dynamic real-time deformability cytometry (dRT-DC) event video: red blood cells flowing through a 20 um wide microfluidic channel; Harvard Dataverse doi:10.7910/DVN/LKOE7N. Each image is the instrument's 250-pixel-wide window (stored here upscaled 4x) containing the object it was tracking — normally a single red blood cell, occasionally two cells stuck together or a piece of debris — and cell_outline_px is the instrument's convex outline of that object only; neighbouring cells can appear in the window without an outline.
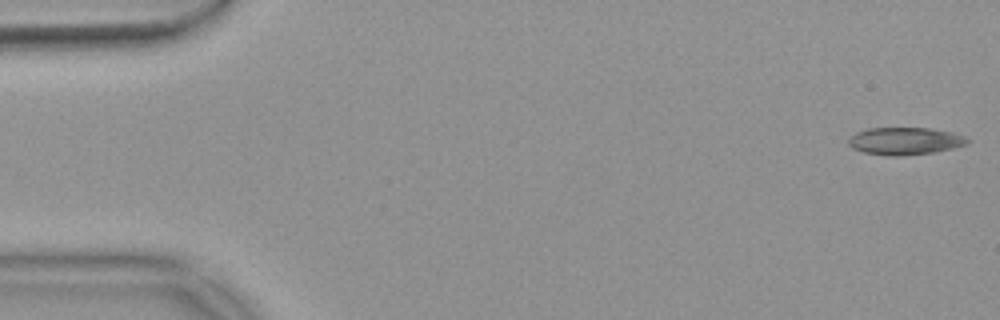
{"species": "common noctule bat (a hibernating species)", "species_latin": "Nyctalus noctula", "temperature_condition": "warm", "stored_images_in_passage": 54, "camera_frame_rate_fps": 3000, "um_per_image_px": 0.085, "animal": {"sex": "female", "body_mass_g": 18.4}, "frame": {"image": 1, "passage_image": 1, "time_ms": 0.0, "image_size_px": [1000, 320], "cell_outline_px": [[972, 140], [964, 144], [952, 148], [936, 152], [900, 156], [888, 156], [864, 152], [852, 148], [848, 144], [848, 140], [856, 132], [868, 128], [928, 128], [952, 132], [964, 136]], "centroid_in_image_um": [76.91, 11.99], "position_along_channel_um": 8.1, "area_um2": 18.96}}
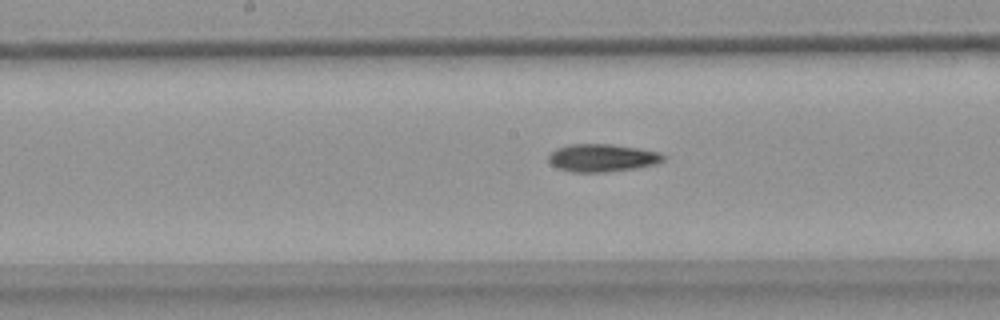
{"frame": {"image": 2, "passage_image": 27, "time_ms": 8.667, "image_size_px": [1000, 320], "cell_outline_px": [[668, 156], [664, 160], [656, 164], [636, 168], [604, 172], [572, 172], [556, 168], [548, 160], [548, 156], [556, 148], [568, 144], [612, 144], [640, 148], [660, 152]], "centroid_in_image_um": [51.21, 13.41], "position_along_channel_um": 197.0, "area_um2": 18.79}}
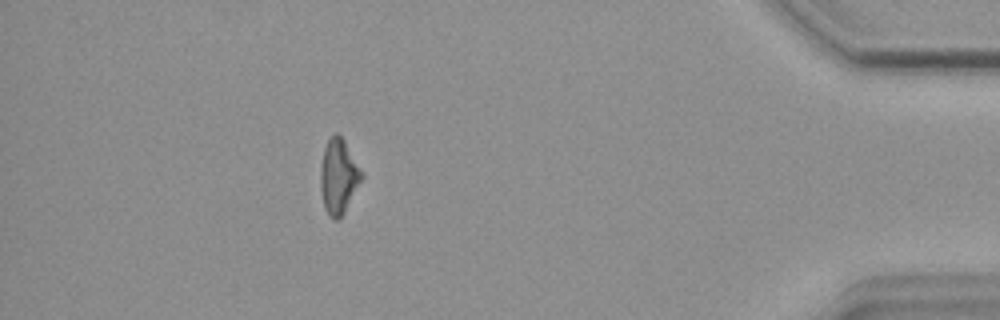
{"frame": {"image": 3, "passage_image": 48, "time_ms": 15.667, "image_size_px": [1000, 320], "cell_outline_px": [[364, 176], [340, 220], [332, 220], [328, 216], [324, 208], [320, 188], [320, 168], [324, 148], [328, 140], [336, 132], [344, 140]], "centroid_in_image_um": [28.76, 15.05], "position_along_channel_um": 406.4, "area_um2": 17.92}}